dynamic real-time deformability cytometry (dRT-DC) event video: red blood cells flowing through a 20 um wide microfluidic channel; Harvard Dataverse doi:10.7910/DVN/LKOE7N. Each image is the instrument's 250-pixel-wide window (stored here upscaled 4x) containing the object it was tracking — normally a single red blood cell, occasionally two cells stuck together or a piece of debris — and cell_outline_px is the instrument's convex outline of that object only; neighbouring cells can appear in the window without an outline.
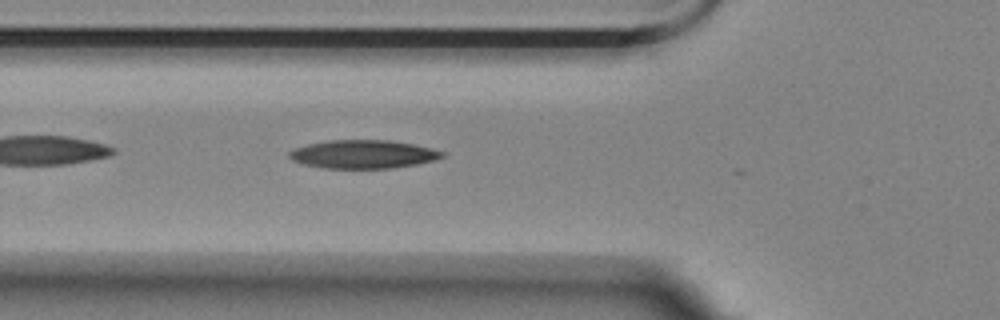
{"species": "Egyptian fruit bat (a non-hibernating species)", "species_latin": "Rousettus aegyptiacus", "temperature_condition": "room temperature", "stored_images_in_passage": 15, "camera_frame_rate_fps": 3000, "um_per_image_px": 0.085, "animal": {"sex": "female"}, "frame": {"image": 1, "passage_image": 5, "time_ms": 1.333, "image_size_px": [1000, 320], "cell_outline_px": [[444, 156], [436, 160], [416, 164], [392, 168], [324, 168], [304, 164], [292, 160], [288, 156], [288, 152], [296, 148], [308, 144], [328, 140], [388, 140], [412, 144], [432, 148], [444, 152]], "centroid_in_image_um": [30.87, 13.11], "position_along_channel_um": 94.9, "area_um2": 25.2}}
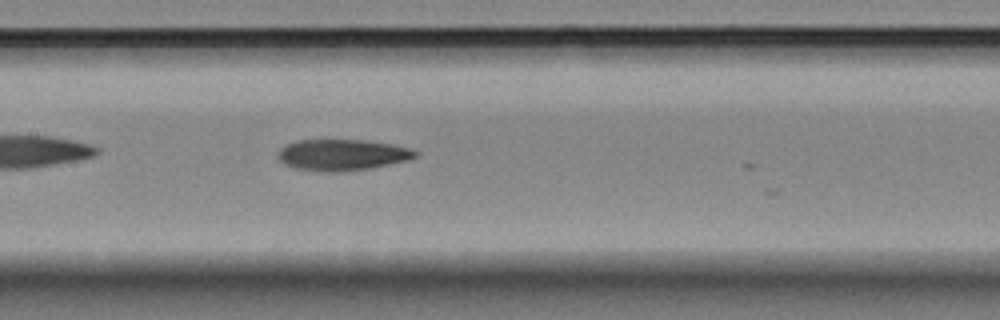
{"frame": {"image": 2, "passage_image": 12, "time_ms": 3.667, "image_size_px": [1000, 320], "cell_outline_px": [[420, 152], [416, 156], [408, 160], [372, 168], [340, 172], [324, 172], [296, 168], [284, 164], [280, 160], [280, 148], [296, 140], [360, 140], [392, 144], [412, 148]], "centroid_in_image_um": [29.14, 13.17], "position_along_channel_um": 178.3, "area_um2": 24.91}}